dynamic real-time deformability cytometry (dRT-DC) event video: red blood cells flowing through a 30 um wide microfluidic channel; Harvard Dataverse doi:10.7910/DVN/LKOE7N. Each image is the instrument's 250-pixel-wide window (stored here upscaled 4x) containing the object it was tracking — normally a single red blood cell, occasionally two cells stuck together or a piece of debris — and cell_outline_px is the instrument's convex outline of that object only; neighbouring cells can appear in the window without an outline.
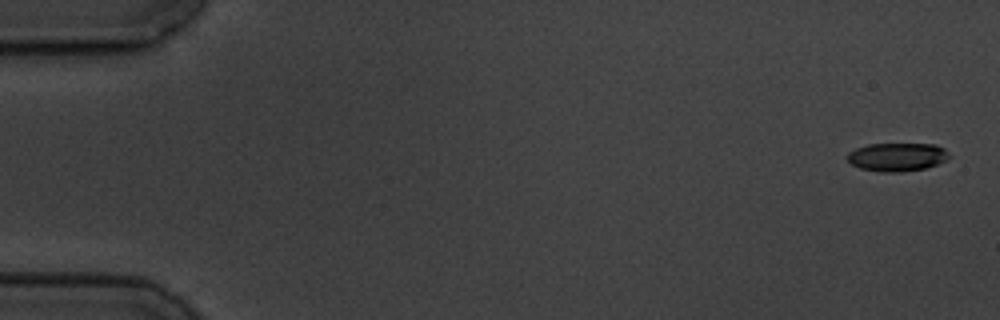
{"species": "common noctule bat (a hibernating species)", "species_latin": "Nyctalus noctula", "temperature_condition": "cold", "stored_images_in_passage": 5, "camera_frame_rate_fps": 3000, "um_per_image_px": 0.085, "animal": {"sex": "male", "body_mass_g": 19.5, "forearm_length_mm": 54.6}, "frame": {"image": 1, "passage_image": 1, "time_ms": 0.0, "image_size_px": [1000, 320], "cell_outline_px": [[952, 156], [948, 160], [924, 168], [900, 172], [880, 172], [860, 168], [852, 164], [848, 160], [848, 152], [856, 148], [868, 144], [936, 144], [944, 148]], "centroid_in_image_um": [76.29, 13.34], "position_along_channel_um": 8.7, "area_um2": 16.88}}
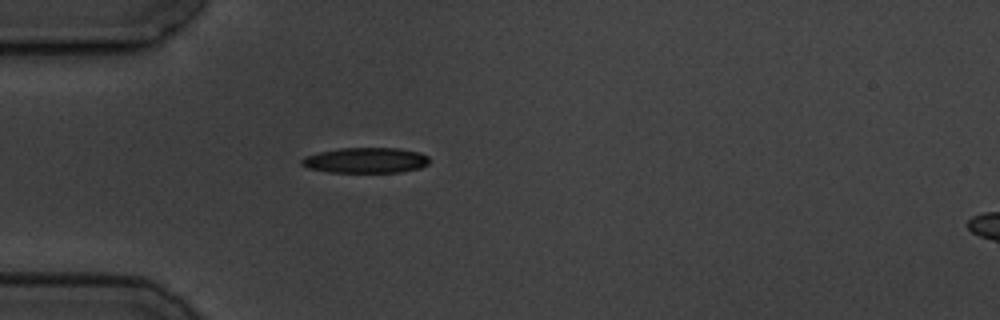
{"frame": {"image": 2, "passage_image": 5, "time_ms": 5.0, "image_size_px": [1000, 320], "cell_outline_px": [[428, 164], [420, 168], [400, 172], [328, 172], [308, 168], [300, 164], [300, 160], [304, 156], [320, 152], [340, 148], [400, 148], [420, 152], [428, 156]], "centroid_in_image_um": [31.08, 13.62], "position_along_channel_um": 53.9, "area_um2": 19.02}}